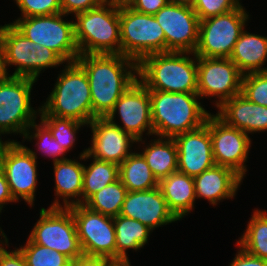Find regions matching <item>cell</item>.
Masks as SVG:
<instances>
[{
    "label": "cell",
    "instance_id": "1",
    "mask_svg": "<svg viewBox=\"0 0 267 266\" xmlns=\"http://www.w3.org/2000/svg\"><path fill=\"white\" fill-rule=\"evenodd\" d=\"M76 62L89 80L92 120L106 118L117 100L138 79V62L121 54H83Z\"/></svg>",
    "mask_w": 267,
    "mask_h": 266
},
{
    "label": "cell",
    "instance_id": "2",
    "mask_svg": "<svg viewBox=\"0 0 267 266\" xmlns=\"http://www.w3.org/2000/svg\"><path fill=\"white\" fill-rule=\"evenodd\" d=\"M154 135L163 138L195 130L211 113L201 105L197 93L149 90Z\"/></svg>",
    "mask_w": 267,
    "mask_h": 266
},
{
    "label": "cell",
    "instance_id": "3",
    "mask_svg": "<svg viewBox=\"0 0 267 266\" xmlns=\"http://www.w3.org/2000/svg\"><path fill=\"white\" fill-rule=\"evenodd\" d=\"M137 75L148 90L197 93V56L191 52L153 53L138 62Z\"/></svg>",
    "mask_w": 267,
    "mask_h": 266
},
{
    "label": "cell",
    "instance_id": "4",
    "mask_svg": "<svg viewBox=\"0 0 267 266\" xmlns=\"http://www.w3.org/2000/svg\"><path fill=\"white\" fill-rule=\"evenodd\" d=\"M57 77L53 91L42 108L41 115L70 118L88 124L92 121V100L85 70L75 61L66 63Z\"/></svg>",
    "mask_w": 267,
    "mask_h": 266
},
{
    "label": "cell",
    "instance_id": "5",
    "mask_svg": "<svg viewBox=\"0 0 267 266\" xmlns=\"http://www.w3.org/2000/svg\"><path fill=\"white\" fill-rule=\"evenodd\" d=\"M108 6V7H107ZM75 40L79 54H121L119 7L111 0L76 14Z\"/></svg>",
    "mask_w": 267,
    "mask_h": 266
},
{
    "label": "cell",
    "instance_id": "6",
    "mask_svg": "<svg viewBox=\"0 0 267 266\" xmlns=\"http://www.w3.org/2000/svg\"><path fill=\"white\" fill-rule=\"evenodd\" d=\"M0 45L3 50L4 67L15 65L11 76L28 77L37 80L45 68L56 67L64 61L51 49L33 43L12 23L0 26Z\"/></svg>",
    "mask_w": 267,
    "mask_h": 266
},
{
    "label": "cell",
    "instance_id": "7",
    "mask_svg": "<svg viewBox=\"0 0 267 266\" xmlns=\"http://www.w3.org/2000/svg\"><path fill=\"white\" fill-rule=\"evenodd\" d=\"M56 197L49 209L41 208L40 219L29 239L36 244L56 250L71 261L83 255L72 212L64 208Z\"/></svg>",
    "mask_w": 267,
    "mask_h": 266
},
{
    "label": "cell",
    "instance_id": "8",
    "mask_svg": "<svg viewBox=\"0 0 267 266\" xmlns=\"http://www.w3.org/2000/svg\"><path fill=\"white\" fill-rule=\"evenodd\" d=\"M63 13L18 18L12 24L33 43L54 51L65 63L75 62L79 49L75 40L74 20L64 21Z\"/></svg>",
    "mask_w": 267,
    "mask_h": 266
},
{
    "label": "cell",
    "instance_id": "9",
    "mask_svg": "<svg viewBox=\"0 0 267 266\" xmlns=\"http://www.w3.org/2000/svg\"><path fill=\"white\" fill-rule=\"evenodd\" d=\"M121 55L139 62L153 53H165V34L154 15L130 6L119 7Z\"/></svg>",
    "mask_w": 267,
    "mask_h": 266
},
{
    "label": "cell",
    "instance_id": "10",
    "mask_svg": "<svg viewBox=\"0 0 267 266\" xmlns=\"http://www.w3.org/2000/svg\"><path fill=\"white\" fill-rule=\"evenodd\" d=\"M240 4L236 9L199 22L194 54L206 58H229L249 18Z\"/></svg>",
    "mask_w": 267,
    "mask_h": 266
},
{
    "label": "cell",
    "instance_id": "11",
    "mask_svg": "<svg viewBox=\"0 0 267 266\" xmlns=\"http://www.w3.org/2000/svg\"><path fill=\"white\" fill-rule=\"evenodd\" d=\"M33 78L7 75L0 80V136L20 133L22 136L35 121L36 113L31 107Z\"/></svg>",
    "mask_w": 267,
    "mask_h": 266
},
{
    "label": "cell",
    "instance_id": "12",
    "mask_svg": "<svg viewBox=\"0 0 267 266\" xmlns=\"http://www.w3.org/2000/svg\"><path fill=\"white\" fill-rule=\"evenodd\" d=\"M68 208L76 223L83 255L106 257L116 261L114 217L93 211L84 204Z\"/></svg>",
    "mask_w": 267,
    "mask_h": 266
},
{
    "label": "cell",
    "instance_id": "13",
    "mask_svg": "<svg viewBox=\"0 0 267 266\" xmlns=\"http://www.w3.org/2000/svg\"><path fill=\"white\" fill-rule=\"evenodd\" d=\"M37 153L16 141H7L0 155V167L17 202L23 198L33 206L37 187Z\"/></svg>",
    "mask_w": 267,
    "mask_h": 266
},
{
    "label": "cell",
    "instance_id": "14",
    "mask_svg": "<svg viewBox=\"0 0 267 266\" xmlns=\"http://www.w3.org/2000/svg\"><path fill=\"white\" fill-rule=\"evenodd\" d=\"M243 74L230 58L197 56V94L204 98L216 96V107L241 94Z\"/></svg>",
    "mask_w": 267,
    "mask_h": 266
},
{
    "label": "cell",
    "instance_id": "15",
    "mask_svg": "<svg viewBox=\"0 0 267 266\" xmlns=\"http://www.w3.org/2000/svg\"><path fill=\"white\" fill-rule=\"evenodd\" d=\"M154 17L165 34V53H194L200 21L191 5L169 1Z\"/></svg>",
    "mask_w": 267,
    "mask_h": 266
},
{
    "label": "cell",
    "instance_id": "16",
    "mask_svg": "<svg viewBox=\"0 0 267 266\" xmlns=\"http://www.w3.org/2000/svg\"><path fill=\"white\" fill-rule=\"evenodd\" d=\"M205 124L209 128L215 164L232 169L243 179L247 171L244 163L251 147L249 135L229 126L216 114H210Z\"/></svg>",
    "mask_w": 267,
    "mask_h": 266
},
{
    "label": "cell",
    "instance_id": "17",
    "mask_svg": "<svg viewBox=\"0 0 267 266\" xmlns=\"http://www.w3.org/2000/svg\"><path fill=\"white\" fill-rule=\"evenodd\" d=\"M118 112L123 125L114 118ZM111 123L142 142L143 132L154 135L149 90L137 79L117 100L111 113L106 117Z\"/></svg>",
    "mask_w": 267,
    "mask_h": 266
},
{
    "label": "cell",
    "instance_id": "18",
    "mask_svg": "<svg viewBox=\"0 0 267 266\" xmlns=\"http://www.w3.org/2000/svg\"><path fill=\"white\" fill-rule=\"evenodd\" d=\"M88 125L92 146L83 150L80 160L95 158L120 165L132 153L130 147L137 140L107 118H94Z\"/></svg>",
    "mask_w": 267,
    "mask_h": 266
},
{
    "label": "cell",
    "instance_id": "19",
    "mask_svg": "<svg viewBox=\"0 0 267 266\" xmlns=\"http://www.w3.org/2000/svg\"><path fill=\"white\" fill-rule=\"evenodd\" d=\"M120 215L138 220L152 231L179 220L169 209L159 186L146 191H128Z\"/></svg>",
    "mask_w": 267,
    "mask_h": 266
},
{
    "label": "cell",
    "instance_id": "20",
    "mask_svg": "<svg viewBox=\"0 0 267 266\" xmlns=\"http://www.w3.org/2000/svg\"><path fill=\"white\" fill-rule=\"evenodd\" d=\"M178 150L177 171L195 177L215 166L212 140L206 124L175 136Z\"/></svg>",
    "mask_w": 267,
    "mask_h": 266
},
{
    "label": "cell",
    "instance_id": "21",
    "mask_svg": "<svg viewBox=\"0 0 267 266\" xmlns=\"http://www.w3.org/2000/svg\"><path fill=\"white\" fill-rule=\"evenodd\" d=\"M216 115L229 126L246 134L267 130V107L257 105L239 94L224 102Z\"/></svg>",
    "mask_w": 267,
    "mask_h": 266
},
{
    "label": "cell",
    "instance_id": "22",
    "mask_svg": "<svg viewBox=\"0 0 267 266\" xmlns=\"http://www.w3.org/2000/svg\"><path fill=\"white\" fill-rule=\"evenodd\" d=\"M242 178L232 169L215 165L194 177L195 195L217 205L223 199L233 198Z\"/></svg>",
    "mask_w": 267,
    "mask_h": 266
},
{
    "label": "cell",
    "instance_id": "23",
    "mask_svg": "<svg viewBox=\"0 0 267 266\" xmlns=\"http://www.w3.org/2000/svg\"><path fill=\"white\" fill-rule=\"evenodd\" d=\"M244 75L253 72H265L267 61V37L250 34L243 30L229 57Z\"/></svg>",
    "mask_w": 267,
    "mask_h": 266
},
{
    "label": "cell",
    "instance_id": "24",
    "mask_svg": "<svg viewBox=\"0 0 267 266\" xmlns=\"http://www.w3.org/2000/svg\"><path fill=\"white\" fill-rule=\"evenodd\" d=\"M159 188L169 209L179 220L193 209L196 199L194 177L176 171L161 179Z\"/></svg>",
    "mask_w": 267,
    "mask_h": 266
},
{
    "label": "cell",
    "instance_id": "25",
    "mask_svg": "<svg viewBox=\"0 0 267 266\" xmlns=\"http://www.w3.org/2000/svg\"><path fill=\"white\" fill-rule=\"evenodd\" d=\"M53 163L55 194L60 198L62 197L64 208L82 204L84 164L68 158ZM69 198L75 200L70 202Z\"/></svg>",
    "mask_w": 267,
    "mask_h": 266
},
{
    "label": "cell",
    "instance_id": "26",
    "mask_svg": "<svg viewBox=\"0 0 267 266\" xmlns=\"http://www.w3.org/2000/svg\"><path fill=\"white\" fill-rule=\"evenodd\" d=\"M116 234V261L120 264H130L127 250H139L148 242L151 229L138 220L118 215L114 217Z\"/></svg>",
    "mask_w": 267,
    "mask_h": 266
},
{
    "label": "cell",
    "instance_id": "27",
    "mask_svg": "<svg viewBox=\"0 0 267 266\" xmlns=\"http://www.w3.org/2000/svg\"><path fill=\"white\" fill-rule=\"evenodd\" d=\"M153 141L141 154L149 165L151 172L160 181L177 171L178 150L173 138L159 137Z\"/></svg>",
    "mask_w": 267,
    "mask_h": 266
},
{
    "label": "cell",
    "instance_id": "28",
    "mask_svg": "<svg viewBox=\"0 0 267 266\" xmlns=\"http://www.w3.org/2000/svg\"><path fill=\"white\" fill-rule=\"evenodd\" d=\"M119 179L127 191H146L159 186L141 153H131L119 165Z\"/></svg>",
    "mask_w": 267,
    "mask_h": 266
},
{
    "label": "cell",
    "instance_id": "29",
    "mask_svg": "<svg viewBox=\"0 0 267 266\" xmlns=\"http://www.w3.org/2000/svg\"><path fill=\"white\" fill-rule=\"evenodd\" d=\"M119 179V165L93 158V163L84 165L82 204L93 194Z\"/></svg>",
    "mask_w": 267,
    "mask_h": 266
},
{
    "label": "cell",
    "instance_id": "30",
    "mask_svg": "<svg viewBox=\"0 0 267 266\" xmlns=\"http://www.w3.org/2000/svg\"><path fill=\"white\" fill-rule=\"evenodd\" d=\"M248 254L267 260V214L255 210L247 225L246 232L237 241Z\"/></svg>",
    "mask_w": 267,
    "mask_h": 266
},
{
    "label": "cell",
    "instance_id": "31",
    "mask_svg": "<svg viewBox=\"0 0 267 266\" xmlns=\"http://www.w3.org/2000/svg\"><path fill=\"white\" fill-rule=\"evenodd\" d=\"M127 192L126 187L118 179L93 194L84 205L103 215L116 217L120 215Z\"/></svg>",
    "mask_w": 267,
    "mask_h": 266
},
{
    "label": "cell",
    "instance_id": "32",
    "mask_svg": "<svg viewBox=\"0 0 267 266\" xmlns=\"http://www.w3.org/2000/svg\"><path fill=\"white\" fill-rule=\"evenodd\" d=\"M40 120L50 130L52 137L66 151L74 147L79 128L87 125L70 118H60L51 115H40Z\"/></svg>",
    "mask_w": 267,
    "mask_h": 266
},
{
    "label": "cell",
    "instance_id": "33",
    "mask_svg": "<svg viewBox=\"0 0 267 266\" xmlns=\"http://www.w3.org/2000/svg\"><path fill=\"white\" fill-rule=\"evenodd\" d=\"M27 266H70L71 260L50 248L33 243L29 238L26 245L19 248Z\"/></svg>",
    "mask_w": 267,
    "mask_h": 266
},
{
    "label": "cell",
    "instance_id": "34",
    "mask_svg": "<svg viewBox=\"0 0 267 266\" xmlns=\"http://www.w3.org/2000/svg\"><path fill=\"white\" fill-rule=\"evenodd\" d=\"M29 129H32V131L34 130V132ZM23 136L29 141L33 138L37 139L38 142H36V145H38V150L43 152L45 156L47 155L49 157H53V162L66 159V157H64L67 152L66 149L58 144V142L52 137L50 130L42 122L37 125L34 121L25 131Z\"/></svg>",
    "mask_w": 267,
    "mask_h": 266
},
{
    "label": "cell",
    "instance_id": "35",
    "mask_svg": "<svg viewBox=\"0 0 267 266\" xmlns=\"http://www.w3.org/2000/svg\"><path fill=\"white\" fill-rule=\"evenodd\" d=\"M241 95L250 102L267 107V73L244 74L241 82Z\"/></svg>",
    "mask_w": 267,
    "mask_h": 266
},
{
    "label": "cell",
    "instance_id": "36",
    "mask_svg": "<svg viewBox=\"0 0 267 266\" xmlns=\"http://www.w3.org/2000/svg\"><path fill=\"white\" fill-rule=\"evenodd\" d=\"M21 17L47 16L62 13L61 0H14Z\"/></svg>",
    "mask_w": 267,
    "mask_h": 266
},
{
    "label": "cell",
    "instance_id": "37",
    "mask_svg": "<svg viewBox=\"0 0 267 266\" xmlns=\"http://www.w3.org/2000/svg\"><path fill=\"white\" fill-rule=\"evenodd\" d=\"M240 0H195L192 5L199 21L236 9Z\"/></svg>",
    "mask_w": 267,
    "mask_h": 266
},
{
    "label": "cell",
    "instance_id": "38",
    "mask_svg": "<svg viewBox=\"0 0 267 266\" xmlns=\"http://www.w3.org/2000/svg\"><path fill=\"white\" fill-rule=\"evenodd\" d=\"M107 0H61L63 14H79L96 8Z\"/></svg>",
    "mask_w": 267,
    "mask_h": 266
},
{
    "label": "cell",
    "instance_id": "39",
    "mask_svg": "<svg viewBox=\"0 0 267 266\" xmlns=\"http://www.w3.org/2000/svg\"><path fill=\"white\" fill-rule=\"evenodd\" d=\"M1 236L4 238L5 244L0 239V266H27L26 260L18 248L10 252L1 246V244L8 246V238L5 233Z\"/></svg>",
    "mask_w": 267,
    "mask_h": 266
},
{
    "label": "cell",
    "instance_id": "40",
    "mask_svg": "<svg viewBox=\"0 0 267 266\" xmlns=\"http://www.w3.org/2000/svg\"><path fill=\"white\" fill-rule=\"evenodd\" d=\"M169 0H134L130 5L134 10L148 15H155Z\"/></svg>",
    "mask_w": 267,
    "mask_h": 266
},
{
    "label": "cell",
    "instance_id": "41",
    "mask_svg": "<svg viewBox=\"0 0 267 266\" xmlns=\"http://www.w3.org/2000/svg\"><path fill=\"white\" fill-rule=\"evenodd\" d=\"M115 260L106 257L86 256L82 255L79 258L71 261L70 266H119Z\"/></svg>",
    "mask_w": 267,
    "mask_h": 266
},
{
    "label": "cell",
    "instance_id": "42",
    "mask_svg": "<svg viewBox=\"0 0 267 266\" xmlns=\"http://www.w3.org/2000/svg\"><path fill=\"white\" fill-rule=\"evenodd\" d=\"M238 254L229 266H267V260L248 254L239 247Z\"/></svg>",
    "mask_w": 267,
    "mask_h": 266
},
{
    "label": "cell",
    "instance_id": "43",
    "mask_svg": "<svg viewBox=\"0 0 267 266\" xmlns=\"http://www.w3.org/2000/svg\"><path fill=\"white\" fill-rule=\"evenodd\" d=\"M9 202H16V201L11 195L9 184L0 167V213L2 211L3 206Z\"/></svg>",
    "mask_w": 267,
    "mask_h": 266
},
{
    "label": "cell",
    "instance_id": "44",
    "mask_svg": "<svg viewBox=\"0 0 267 266\" xmlns=\"http://www.w3.org/2000/svg\"><path fill=\"white\" fill-rule=\"evenodd\" d=\"M6 76H7V73L4 67L3 50L0 45V80L4 79Z\"/></svg>",
    "mask_w": 267,
    "mask_h": 266
},
{
    "label": "cell",
    "instance_id": "45",
    "mask_svg": "<svg viewBox=\"0 0 267 266\" xmlns=\"http://www.w3.org/2000/svg\"><path fill=\"white\" fill-rule=\"evenodd\" d=\"M115 3L118 7L122 6H130L134 0H111Z\"/></svg>",
    "mask_w": 267,
    "mask_h": 266
},
{
    "label": "cell",
    "instance_id": "46",
    "mask_svg": "<svg viewBox=\"0 0 267 266\" xmlns=\"http://www.w3.org/2000/svg\"><path fill=\"white\" fill-rule=\"evenodd\" d=\"M170 2H175V3H179V4H186V5H193V3L195 2V0H169Z\"/></svg>",
    "mask_w": 267,
    "mask_h": 266
},
{
    "label": "cell",
    "instance_id": "47",
    "mask_svg": "<svg viewBox=\"0 0 267 266\" xmlns=\"http://www.w3.org/2000/svg\"><path fill=\"white\" fill-rule=\"evenodd\" d=\"M7 141L3 142L2 139L0 138V155H1V152H2V149L4 147V145L6 144Z\"/></svg>",
    "mask_w": 267,
    "mask_h": 266
},
{
    "label": "cell",
    "instance_id": "48",
    "mask_svg": "<svg viewBox=\"0 0 267 266\" xmlns=\"http://www.w3.org/2000/svg\"><path fill=\"white\" fill-rule=\"evenodd\" d=\"M119 266H131L130 264H120Z\"/></svg>",
    "mask_w": 267,
    "mask_h": 266
},
{
    "label": "cell",
    "instance_id": "49",
    "mask_svg": "<svg viewBox=\"0 0 267 266\" xmlns=\"http://www.w3.org/2000/svg\"><path fill=\"white\" fill-rule=\"evenodd\" d=\"M3 234V231H2V229H1V227H0V235H2Z\"/></svg>",
    "mask_w": 267,
    "mask_h": 266
}]
</instances>
